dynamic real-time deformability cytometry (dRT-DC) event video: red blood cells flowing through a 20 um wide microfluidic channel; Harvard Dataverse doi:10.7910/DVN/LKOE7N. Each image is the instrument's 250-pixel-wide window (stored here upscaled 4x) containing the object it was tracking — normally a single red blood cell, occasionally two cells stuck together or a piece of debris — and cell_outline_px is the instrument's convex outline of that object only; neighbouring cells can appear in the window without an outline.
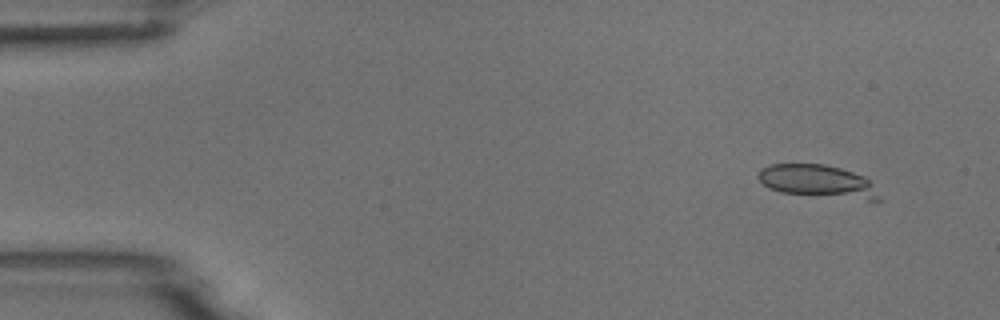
{"species": "common noctule bat (a hibernating species)", "species_latin": "Nyctalus noctula", "temperature_condition": "room temperature", "stored_images_in_passage": 3, "camera_frame_rate_fps": 3000, "um_per_image_px": 0.085, "animal": {"sex": "male", "body_mass_g": 18.8}, "frame": {"image": 1, "passage_image": 1, "time_ms": 0.0, "image_size_px": [1000, 320], "cell_outline_px": [[884, 200], [868, 200], [780, 192], [768, 188], [756, 176], [760, 168], [772, 164], [824, 164], [840, 168], [864, 176], [872, 184]], "centroid_in_image_um": [69.5, 15.41], "position_along_channel_um": 15.5, "area_um2": 22.95}}
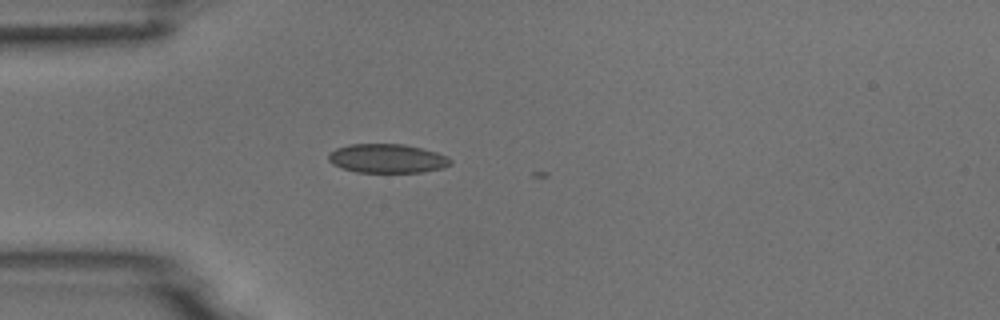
{"frame": {"image": 2, "passage_image": 3, "time_ms": 3.333, "image_size_px": [1000, 320], "cell_outline_px": [[452, 164], [444, 168], [424, 172], [356, 172], [332, 164], [328, 160], [328, 156], [336, 148], [348, 144], [404, 144], [436, 152], [448, 156], [452, 160]], "centroid_in_image_um": [32.95, 13.47], "position_along_channel_um": 52.0, "area_um2": 20.63}}